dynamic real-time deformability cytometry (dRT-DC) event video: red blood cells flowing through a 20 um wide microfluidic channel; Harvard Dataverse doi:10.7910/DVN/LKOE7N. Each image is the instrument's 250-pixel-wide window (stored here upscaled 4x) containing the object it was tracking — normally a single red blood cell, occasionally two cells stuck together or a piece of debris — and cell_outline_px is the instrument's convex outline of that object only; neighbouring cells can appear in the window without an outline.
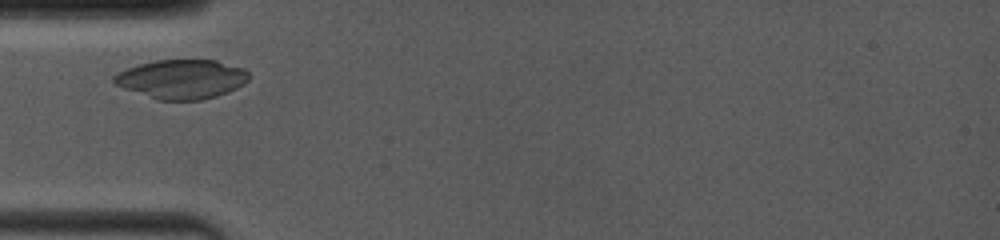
{"species": "common noctule bat (a hibernating species)", "species_latin": "Nyctalus noctula", "temperature_condition": "room temperature", "stored_images_in_passage": 3, "camera_frame_rate_fps": 4000, "um_per_image_px": 0.085, "animal": {"sex": "female", "body_mass_g": 19.0, "forearm_length_mm": 53.3}, "frame": {"image": 1, "passage_image": 1, "time_ms": 0.0, "image_size_px": [1000, 240], "cell_outline_px": [[248, 80], [244, 84], [228, 92], [216, 96], [200, 100], [156, 100], [124, 88], [116, 84], [112, 80], [112, 76], [128, 68], [140, 64], [156, 60], [216, 60], [244, 68], [248, 72]], "centroid_in_image_um": [15.46, 6.73], "position_along_channel_um": 69.5, "area_um2": 30.69}}
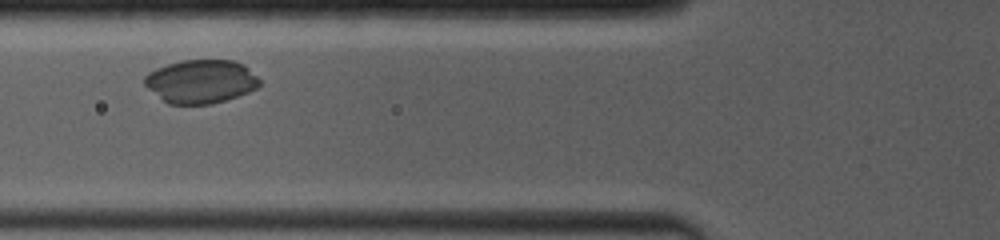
{"frame": {"image": 2, "passage_image": 2, "time_ms": 1.0, "image_size_px": [1000, 240], "cell_outline_px": [[260, 84], [256, 88], [248, 92], [212, 104], [168, 104], [148, 88], [144, 84], [144, 76], [148, 72], [156, 68], [180, 60], [232, 60], [244, 64], [260, 80]], "centroid_in_image_um": [17.06, 6.91], "position_along_channel_um": 108.7, "area_um2": 29.07}}